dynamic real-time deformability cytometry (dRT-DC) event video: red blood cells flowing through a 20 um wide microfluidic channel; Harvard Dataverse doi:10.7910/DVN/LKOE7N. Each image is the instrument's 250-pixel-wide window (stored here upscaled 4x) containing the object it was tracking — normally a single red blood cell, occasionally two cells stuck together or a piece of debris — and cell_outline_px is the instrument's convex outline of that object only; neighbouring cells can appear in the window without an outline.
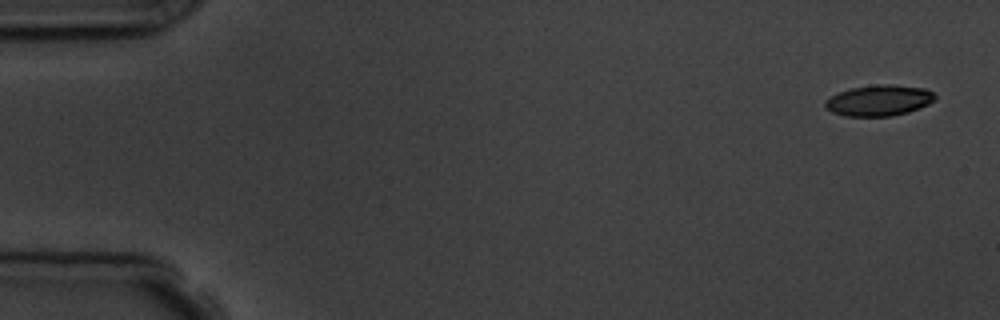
{"species": "common noctule bat (a hibernating species)", "species_latin": "Nyctalus noctula", "temperature_condition": "room temperature", "stored_images_in_passage": 4, "camera_frame_rate_fps": 3000, "um_per_image_px": 0.085, "animal": {"sex": "male", "body_mass_g": 19.5, "forearm_length_mm": 54.6}, "frame": {"image": 1, "passage_image": 1, "time_ms": 0.0, "image_size_px": [1000, 320], "cell_outline_px": [[936, 100], [920, 108], [908, 112], [892, 116], [844, 116], [832, 112], [824, 108], [824, 100], [840, 92], [852, 88], [876, 84], [892, 84], [924, 88], [932, 92], [936, 96]], "centroid_in_image_um": [74.71, 8.54], "position_along_channel_um": 10.3, "area_um2": 19.88}}
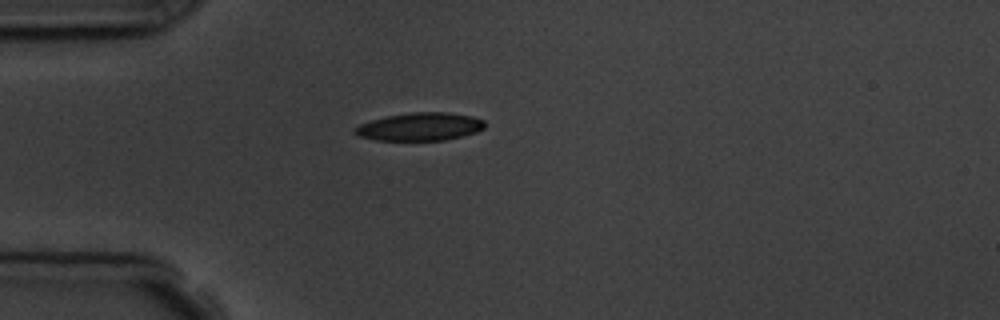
{"frame": {"image": 2, "passage_image": 4, "time_ms": 4.333, "image_size_px": [1000, 320], "cell_outline_px": [[484, 128], [476, 132], [444, 140], [376, 140], [356, 136], [352, 132], [352, 128], [360, 124], [372, 120], [388, 116], [412, 112], [448, 112], [472, 116], [484, 120]], "centroid_in_image_um": [35.65, 10.77], "position_along_channel_um": 49.3, "area_um2": 21.15}}